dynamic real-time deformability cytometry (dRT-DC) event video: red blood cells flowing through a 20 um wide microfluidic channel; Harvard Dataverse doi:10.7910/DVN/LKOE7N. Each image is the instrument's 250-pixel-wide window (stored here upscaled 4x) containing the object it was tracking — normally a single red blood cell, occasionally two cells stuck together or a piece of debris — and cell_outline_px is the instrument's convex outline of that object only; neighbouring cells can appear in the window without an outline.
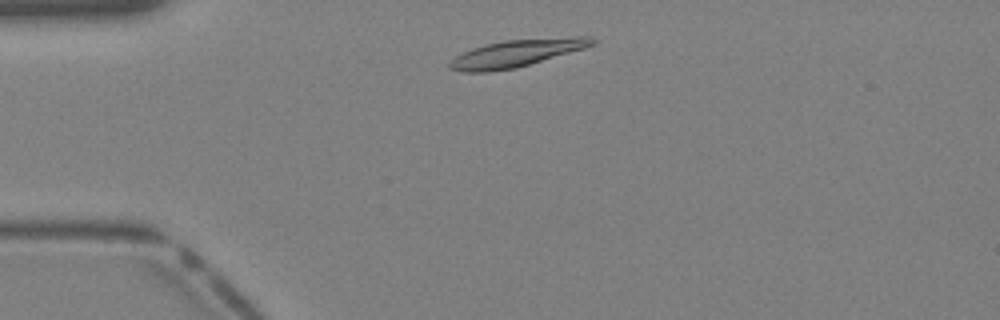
{"species": "Egyptian fruit bat (a non-hibernating species)", "species_latin": "Rousettus aegyptiacus", "temperature_condition": "warm", "stored_images_in_passage": 33, "camera_frame_rate_fps": 3000, "um_per_image_px": 0.085, "animal": {"sex": "female"}, "frame": {"image": 1, "passage_image": 3, "time_ms": 0.667, "image_size_px": [1000, 320], "cell_outline_px": [[596, 44], [584, 48], [516, 68], [492, 72], [464, 72], [448, 68], [448, 64], [456, 56], [472, 48], [484, 44], [504, 40], [572, 36], [588, 36], [596, 40]], "centroid_in_image_um": [43.9, 4.52], "position_along_channel_um": 41.1, "area_um2": 22.72}}
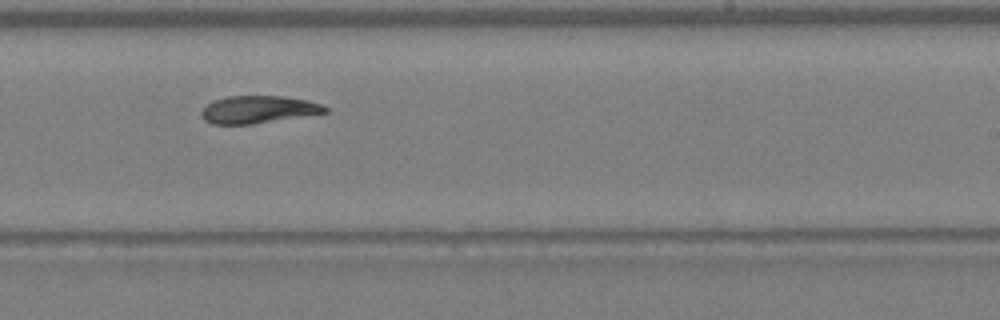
{"frame": {"image": 2, "passage_image": 18, "time_ms": 5.667, "image_size_px": [1000, 320], "cell_outline_px": [[328, 112], [252, 124], [212, 124], [204, 120], [200, 116], [200, 112], [212, 100], [228, 96], [284, 96], [308, 100], [320, 104], [328, 108]], "centroid_in_image_um": [21.92, 9.3], "position_along_channel_um": 267.1, "area_um2": 19.77}}
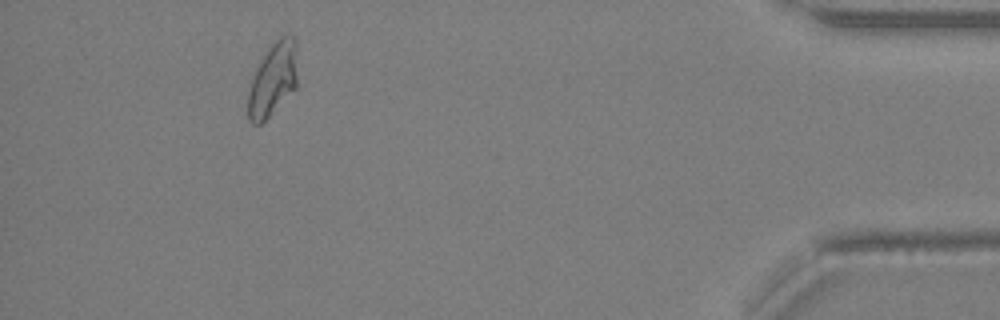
{"frame": {"image": 3, "passage_image": 30, "time_ms": 9.667, "image_size_px": [1000, 320], "cell_outline_px": [[296, 88], [260, 124], [252, 124], [248, 120], [248, 92], [256, 68], [268, 48], [280, 36], [288, 32], [296, 40]], "centroid_in_image_um": [23.2, 6.72], "position_along_channel_um": 412.0, "area_um2": 20.92}}